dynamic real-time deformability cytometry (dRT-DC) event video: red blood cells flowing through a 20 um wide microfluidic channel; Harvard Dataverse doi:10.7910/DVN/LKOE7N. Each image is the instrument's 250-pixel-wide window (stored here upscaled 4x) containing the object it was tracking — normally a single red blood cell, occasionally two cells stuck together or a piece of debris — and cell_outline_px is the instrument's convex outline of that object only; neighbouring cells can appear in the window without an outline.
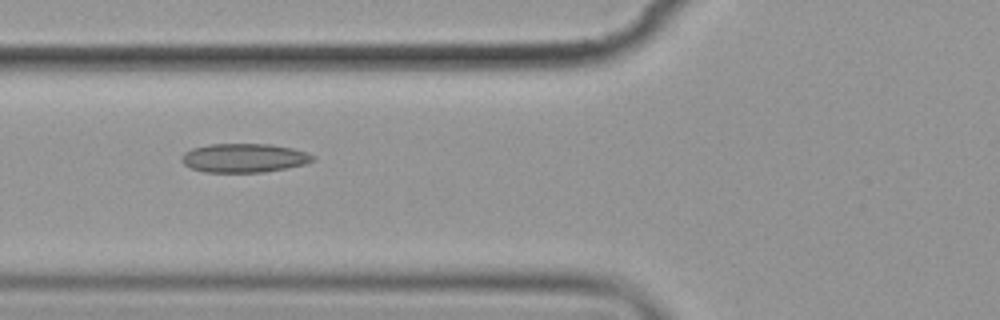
{"species": "common noctule bat (a hibernating species)", "species_latin": "Nyctalus noctula", "temperature_condition": "cold", "stored_images_in_passage": 7, "camera_frame_rate_fps": 3000, "um_per_image_px": 0.085, "animal": {"sex": "female", "body_mass_g": 19.9}, "frame": {"image": 1, "passage_image": 6, "time_ms": 6.0, "image_size_px": [1000, 320], "cell_outline_px": [[316, 160], [304, 164], [264, 172], [204, 172], [192, 168], [184, 164], [180, 160], [180, 156], [184, 152], [192, 148], [208, 144], [272, 144], [292, 148], [308, 152], [316, 156]], "centroid_in_image_um": [20.75, 13.42], "position_along_channel_um": 105.1, "area_um2": 22.25}}
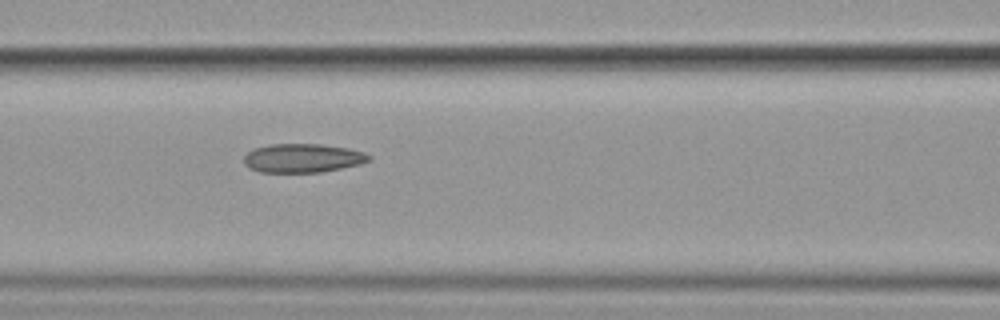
{"frame": {"image": 2, "passage_image": 7, "time_ms": 7.0, "image_size_px": [1000, 320], "cell_outline_px": [[372, 160], [360, 164], [320, 172], [260, 172], [248, 168], [244, 164], [244, 156], [252, 148], [272, 144], [320, 144], [348, 148], [364, 152], [372, 156]], "centroid_in_image_um": [25.72, 13.43], "position_along_channel_um": 140.9, "area_um2": 21.1}}